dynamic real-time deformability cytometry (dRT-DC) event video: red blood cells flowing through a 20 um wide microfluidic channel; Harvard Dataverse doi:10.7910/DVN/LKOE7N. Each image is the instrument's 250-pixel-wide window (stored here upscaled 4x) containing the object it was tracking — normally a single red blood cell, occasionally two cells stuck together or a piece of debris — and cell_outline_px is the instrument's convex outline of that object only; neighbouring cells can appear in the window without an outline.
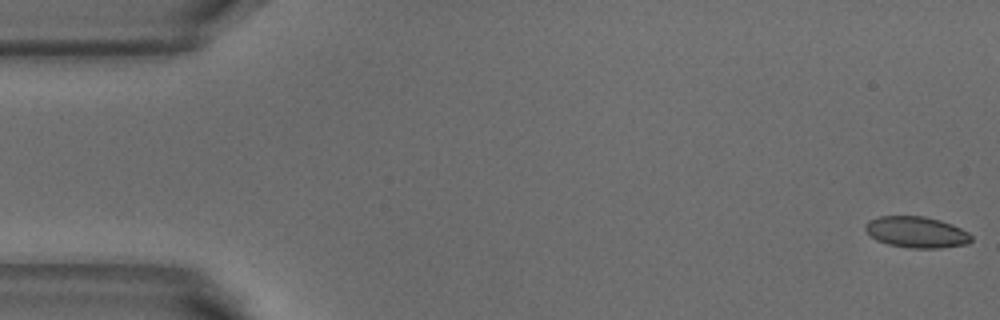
{"species": "common noctule bat (a hibernating species)", "species_latin": "Nyctalus noctula", "temperature_condition": "warm", "stored_images_in_passage": 52, "camera_frame_rate_fps": 3000, "um_per_image_px": 0.085, "animal": {"sex": "male", "body_mass_g": 18.8}, "frame": {"image": 1, "passage_image": 1, "time_ms": 0.0, "image_size_px": [1000, 320], "cell_outline_px": [[972, 240], [968, 244], [940, 248], [908, 248], [888, 244], [876, 240], [864, 228], [864, 224], [868, 220], [880, 216], [924, 216], [940, 220], [952, 224], [968, 232], [972, 236]], "centroid_in_image_um": [77.9, 19.73], "position_along_channel_um": 7.1, "area_um2": 19.36}}
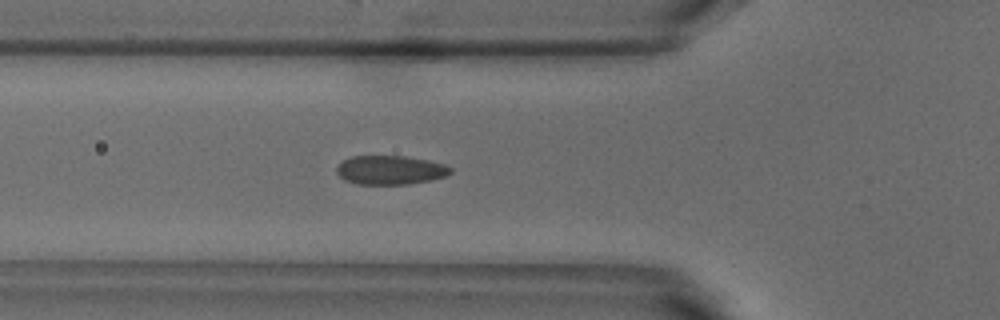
{"frame": {"image": 2, "passage_image": 18, "time_ms": 5.667, "image_size_px": [1000, 320], "cell_outline_px": [[452, 172], [444, 176], [428, 180], [408, 184], [356, 184], [344, 180], [336, 172], [336, 168], [344, 160], [352, 156], [404, 156], [428, 160], [444, 164], [452, 168]], "centroid_in_image_um": [33.16, 14.45], "position_along_channel_um": 92.6, "area_um2": 19.07}}
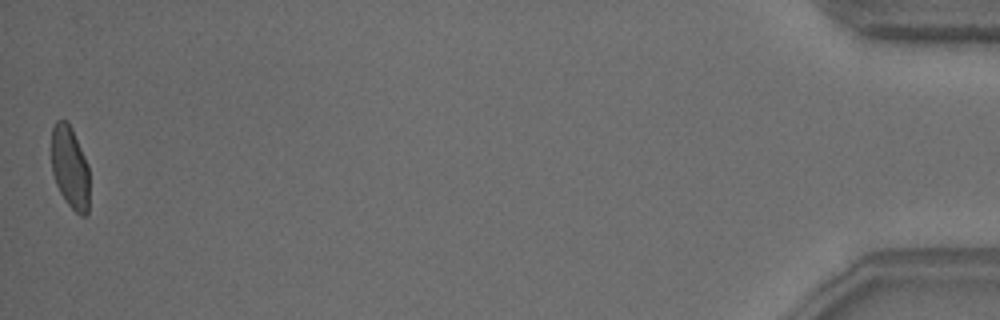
{"frame": {"image": 3, "passage_image": 52, "time_ms": 17.0, "image_size_px": [1000, 320], "cell_outline_px": [[88, 216], [80, 216], [68, 204], [60, 192], [56, 184], [52, 172], [52, 128], [56, 120], [64, 120], [72, 128], [88, 164]], "centroid_in_image_um": [5.95, 14.24], "position_along_channel_um": 429.3, "area_um2": 18.15}, "authors_computed_cell_mechanics": {"area_um2": 19.3341, "velocity_mm_per_s": 3.8232, "shape_relaxation_time_tau1_ms": 3.7222, "shape_relaxation_time_tau2_ms": null, "deformation_change_tau1": 0.1203, "deformation_change_tau2": null}}